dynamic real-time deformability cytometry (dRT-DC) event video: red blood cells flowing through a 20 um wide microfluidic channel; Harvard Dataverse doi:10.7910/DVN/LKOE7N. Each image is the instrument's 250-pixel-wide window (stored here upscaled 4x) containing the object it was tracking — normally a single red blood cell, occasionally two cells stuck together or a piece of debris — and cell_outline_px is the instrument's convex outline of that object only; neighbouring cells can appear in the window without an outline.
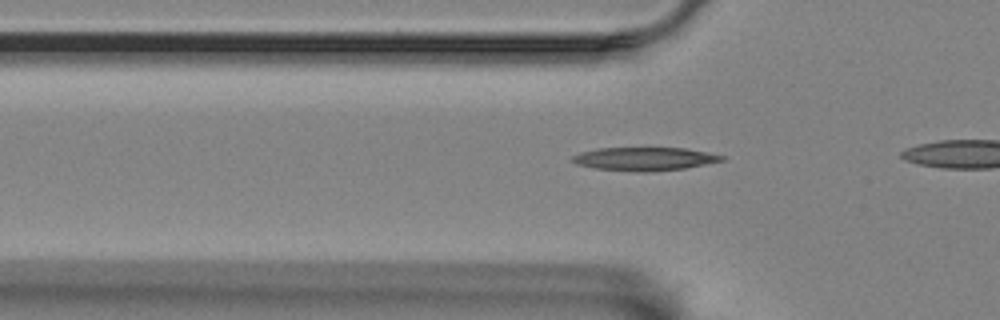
{"species": "Egyptian fruit bat (a non-hibernating species)", "species_latin": "Rousettus aegyptiacus", "temperature_condition": "room temperature", "stored_images_in_passage": 7, "camera_frame_rate_fps": 3000, "um_per_image_px": 0.085, "animal": {"sex": "female"}, "frame": {"image": 1, "passage_image": 4, "time_ms": 1.0, "image_size_px": [1000, 320], "cell_outline_px": [[724, 160], [684, 168], [652, 172], [636, 172], [592, 168], [576, 164], [572, 160], [572, 156], [580, 152], [596, 148], [684, 148], [724, 156]], "centroid_in_image_um": [54.71, 13.51], "position_along_channel_um": 71.1, "area_um2": 20.23}}